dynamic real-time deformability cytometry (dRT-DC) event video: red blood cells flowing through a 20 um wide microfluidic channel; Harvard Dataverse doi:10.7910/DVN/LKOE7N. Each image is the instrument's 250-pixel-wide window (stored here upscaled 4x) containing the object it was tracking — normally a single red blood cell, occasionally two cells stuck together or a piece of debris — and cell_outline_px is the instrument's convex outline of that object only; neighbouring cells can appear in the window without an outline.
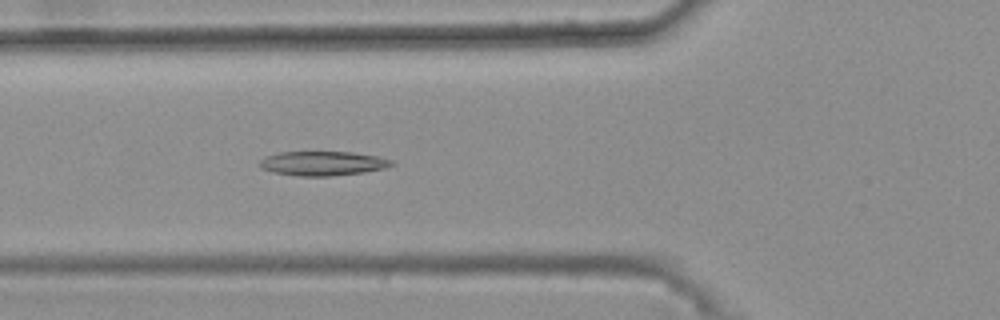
{"species": "common noctule bat (a hibernating species)", "species_latin": "Nyctalus noctula", "temperature_condition": "warm", "stored_images_in_passage": 27, "camera_frame_rate_fps": 3000, "um_per_image_px": 0.085, "animal": {"sex": "female", "body_mass_g": 25.1}, "frame": {"image": 1, "passage_image": 5, "time_ms": 1.333, "image_size_px": [1000, 320], "cell_outline_px": [[396, 164], [384, 168], [364, 172], [328, 176], [300, 176], [276, 172], [260, 168], [260, 160], [264, 156], [280, 152], [352, 152], [376, 156], [392, 160]], "centroid_in_image_um": [27.43, 13.88], "position_along_channel_um": 98.4, "area_um2": 18.55}}
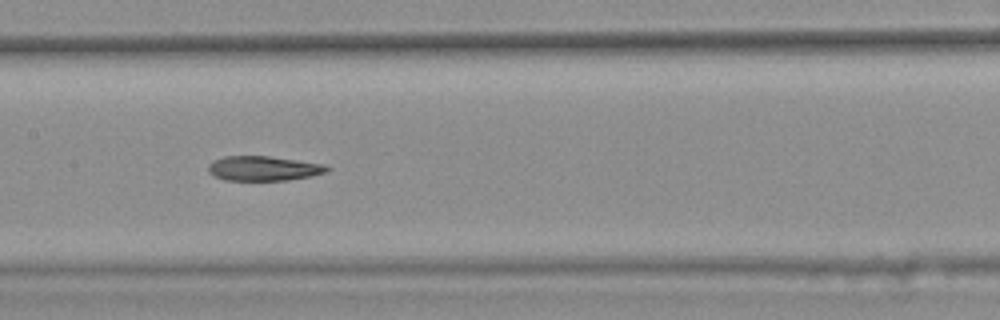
{"frame": {"image": 2, "passage_image": 12, "time_ms": 3.667, "image_size_px": [1000, 320], "cell_outline_px": [[332, 168], [328, 172], [288, 180], [224, 180], [208, 172], [208, 164], [212, 160], [224, 156], [268, 156], [324, 164]], "centroid_in_image_um": [22.38, 14.31], "position_along_channel_um": 185.0, "area_um2": 17.05}}
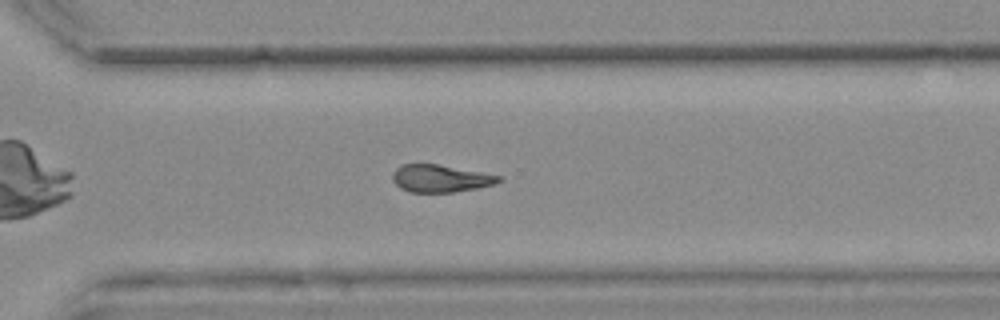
{"frame": {"image": 3, "passage_image": 24, "time_ms": 7.667, "image_size_px": [1000, 320], "cell_outline_px": [[504, 180], [496, 184], [476, 188], [452, 192], [408, 192], [400, 188], [392, 180], [392, 172], [400, 164], [436, 164], [480, 172], [500, 176]], "centroid_in_image_um": [37.4, 15.17], "position_along_channel_um": 333.2, "area_um2": 16.94}}